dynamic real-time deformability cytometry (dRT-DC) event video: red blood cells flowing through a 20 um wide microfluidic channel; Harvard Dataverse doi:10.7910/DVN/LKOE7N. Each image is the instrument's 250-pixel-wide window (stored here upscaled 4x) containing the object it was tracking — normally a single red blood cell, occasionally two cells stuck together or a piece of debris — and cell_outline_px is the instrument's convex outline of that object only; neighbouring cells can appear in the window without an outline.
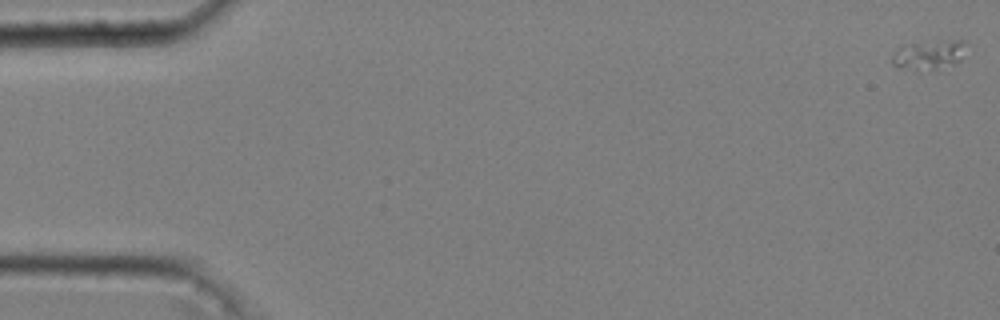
{"species": "common noctule bat (a hibernating species)", "species_latin": "Nyctalus noctula", "temperature_condition": "cold", "stored_images_in_passage": 51, "camera_frame_rate_fps": 3000, "um_per_image_px": 0.085, "animal": {"sex": "male", "body_mass_g": 20.4}, "frame": {"image": 1, "passage_image": 1, "time_ms": 0.0, "image_size_px": [1000, 320], "cell_outline_px": [[960, 60], [956, 64], [916, 72], [900, 68], [892, 64], [892, 56], [896, 52], [912, 44], [952, 40], [960, 40]], "centroid_in_image_um": [78.87, 4.73], "position_along_channel_um": 6.1, "area_um2": 11.79}}
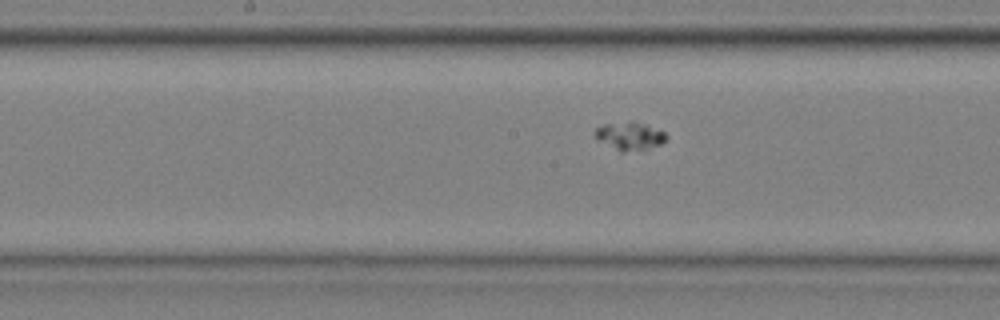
{"frame": {"image": 2, "passage_image": 29, "time_ms": 9.333, "image_size_px": [1000, 320], "cell_outline_px": [[668, 140], [660, 144], [648, 148], [624, 152], [620, 152], [600, 140], [596, 136], [596, 128], [604, 124], [632, 120], [644, 124], [664, 132], [668, 136]], "centroid_in_image_um": [53.56, 11.54], "position_along_channel_um": 194.6, "area_um2": 11.44}}
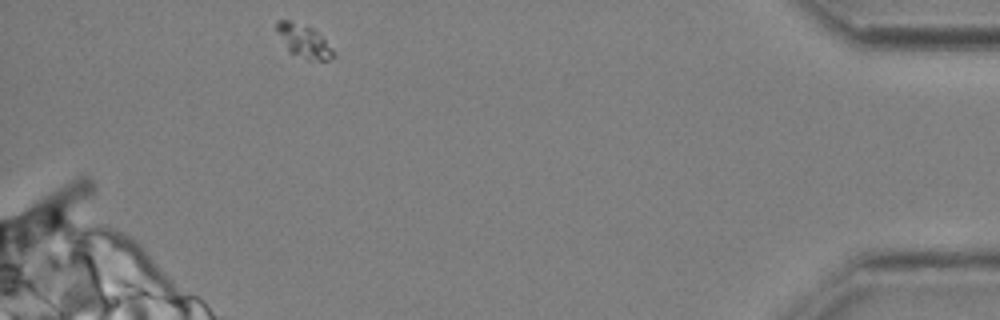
{"frame": {"image": 3, "passage_image": 51, "time_ms": 16.667, "image_size_px": [1000, 320], "cell_outline_px": [[336, 56], [328, 60], [308, 60], [288, 52], [276, 28], [276, 20], [288, 20], [312, 28], [324, 40]], "centroid_in_image_um": [25.79, 3.51], "position_along_channel_um": 409.4, "area_um2": 10.58}}